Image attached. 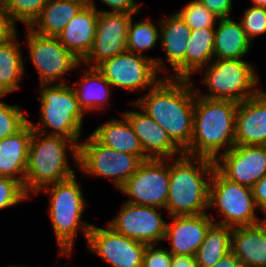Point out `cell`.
Wrapping results in <instances>:
<instances>
[{
	"instance_id": "obj_1",
	"label": "cell",
	"mask_w": 266,
	"mask_h": 267,
	"mask_svg": "<svg viewBox=\"0 0 266 267\" xmlns=\"http://www.w3.org/2000/svg\"><path fill=\"white\" fill-rule=\"evenodd\" d=\"M190 80L162 77L146 94L132 101L167 132L183 153L193 135L195 90Z\"/></svg>"
},
{
	"instance_id": "obj_2",
	"label": "cell",
	"mask_w": 266,
	"mask_h": 267,
	"mask_svg": "<svg viewBox=\"0 0 266 267\" xmlns=\"http://www.w3.org/2000/svg\"><path fill=\"white\" fill-rule=\"evenodd\" d=\"M237 105L232 100L207 99L195 93L193 135L184 154L215 161L232 149L236 145Z\"/></svg>"
},
{
	"instance_id": "obj_3",
	"label": "cell",
	"mask_w": 266,
	"mask_h": 267,
	"mask_svg": "<svg viewBox=\"0 0 266 267\" xmlns=\"http://www.w3.org/2000/svg\"><path fill=\"white\" fill-rule=\"evenodd\" d=\"M170 160L169 193L165 208L168 215H198L207 212L214 160L184 153Z\"/></svg>"
},
{
	"instance_id": "obj_4",
	"label": "cell",
	"mask_w": 266,
	"mask_h": 267,
	"mask_svg": "<svg viewBox=\"0 0 266 267\" xmlns=\"http://www.w3.org/2000/svg\"><path fill=\"white\" fill-rule=\"evenodd\" d=\"M69 152L78 165V145L73 140L33 130L23 184L25 192L35 196L41 188L76 175L68 161Z\"/></svg>"
},
{
	"instance_id": "obj_5",
	"label": "cell",
	"mask_w": 266,
	"mask_h": 267,
	"mask_svg": "<svg viewBox=\"0 0 266 267\" xmlns=\"http://www.w3.org/2000/svg\"><path fill=\"white\" fill-rule=\"evenodd\" d=\"M76 176L41 188L35 195L45 192L50 195L47 214L57 240L60 256H71L79 230L87 240L92 223L82 220L86 199Z\"/></svg>"
},
{
	"instance_id": "obj_6",
	"label": "cell",
	"mask_w": 266,
	"mask_h": 267,
	"mask_svg": "<svg viewBox=\"0 0 266 267\" xmlns=\"http://www.w3.org/2000/svg\"><path fill=\"white\" fill-rule=\"evenodd\" d=\"M39 85L40 121L35 125L28 120L31 127L42 134L67 137L79 145L85 113L72 86L68 83Z\"/></svg>"
},
{
	"instance_id": "obj_7",
	"label": "cell",
	"mask_w": 266,
	"mask_h": 267,
	"mask_svg": "<svg viewBox=\"0 0 266 267\" xmlns=\"http://www.w3.org/2000/svg\"><path fill=\"white\" fill-rule=\"evenodd\" d=\"M203 72L201 82L208 88L201 93L194 88L197 96L207 99L232 100L237 103L254 96L260 88L259 74L246 59L222 60L214 59L209 65L196 73Z\"/></svg>"
},
{
	"instance_id": "obj_8",
	"label": "cell",
	"mask_w": 266,
	"mask_h": 267,
	"mask_svg": "<svg viewBox=\"0 0 266 267\" xmlns=\"http://www.w3.org/2000/svg\"><path fill=\"white\" fill-rule=\"evenodd\" d=\"M217 209L220 219L214 223L226 227H243L259 222L252 188L232 182L216 168L210 177L208 209Z\"/></svg>"
},
{
	"instance_id": "obj_9",
	"label": "cell",
	"mask_w": 266,
	"mask_h": 267,
	"mask_svg": "<svg viewBox=\"0 0 266 267\" xmlns=\"http://www.w3.org/2000/svg\"><path fill=\"white\" fill-rule=\"evenodd\" d=\"M142 160L130 153L113 150L91 134L78 145V167L84 175L111 179L119 190L138 169Z\"/></svg>"
},
{
	"instance_id": "obj_10",
	"label": "cell",
	"mask_w": 266,
	"mask_h": 267,
	"mask_svg": "<svg viewBox=\"0 0 266 267\" xmlns=\"http://www.w3.org/2000/svg\"><path fill=\"white\" fill-rule=\"evenodd\" d=\"M27 29L26 48L29 51V60L37 69L40 84L67 83L63 77L71 70L84 66L57 37L42 36L29 27Z\"/></svg>"
},
{
	"instance_id": "obj_11",
	"label": "cell",
	"mask_w": 266,
	"mask_h": 267,
	"mask_svg": "<svg viewBox=\"0 0 266 267\" xmlns=\"http://www.w3.org/2000/svg\"><path fill=\"white\" fill-rule=\"evenodd\" d=\"M170 181V159H147L119 189L126 202L166 208Z\"/></svg>"
},
{
	"instance_id": "obj_12",
	"label": "cell",
	"mask_w": 266,
	"mask_h": 267,
	"mask_svg": "<svg viewBox=\"0 0 266 267\" xmlns=\"http://www.w3.org/2000/svg\"><path fill=\"white\" fill-rule=\"evenodd\" d=\"M96 68L113 88L132 93L148 91L162 78L152 60L128 51L103 61Z\"/></svg>"
},
{
	"instance_id": "obj_13",
	"label": "cell",
	"mask_w": 266,
	"mask_h": 267,
	"mask_svg": "<svg viewBox=\"0 0 266 267\" xmlns=\"http://www.w3.org/2000/svg\"><path fill=\"white\" fill-rule=\"evenodd\" d=\"M161 209L124 201L117 216L107 225L132 240L158 245L164 241L167 224L161 212H158Z\"/></svg>"
},
{
	"instance_id": "obj_14",
	"label": "cell",
	"mask_w": 266,
	"mask_h": 267,
	"mask_svg": "<svg viewBox=\"0 0 266 267\" xmlns=\"http://www.w3.org/2000/svg\"><path fill=\"white\" fill-rule=\"evenodd\" d=\"M85 241L90 252L112 267H143L146 244L121 235L107 224L105 228L92 225Z\"/></svg>"
},
{
	"instance_id": "obj_15",
	"label": "cell",
	"mask_w": 266,
	"mask_h": 267,
	"mask_svg": "<svg viewBox=\"0 0 266 267\" xmlns=\"http://www.w3.org/2000/svg\"><path fill=\"white\" fill-rule=\"evenodd\" d=\"M134 15L138 14L100 11L92 48L81 63L97 67L103 61L126 52L128 27Z\"/></svg>"
},
{
	"instance_id": "obj_16",
	"label": "cell",
	"mask_w": 266,
	"mask_h": 267,
	"mask_svg": "<svg viewBox=\"0 0 266 267\" xmlns=\"http://www.w3.org/2000/svg\"><path fill=\"white\" fill-rule=\"evenodd\" d=\"M214 162L225 178L252 188L266 174V145H235Z\"/></svg>"
},
{
	"instance_id": "obj_17",
	"label": "cell",
	"mask_w": 266,
	"mask_h": 267,
	"mask_svg": "<svg viewBox=\"0 0 266 267\" xmlns=\"http://www.w3.org/2000/svg\"><path fill=\"white\" fill-rule=\"evenodd\" d=\"M172 222L166 224L164 240L170 241L168 249L172 255L195 256L205 239L215 216L207 212L198 215L170 216Z\"/></svg>"
},
{
	"instance_id": "obj_18",
	"label": "cell",
	"mask_w": 266,
	"mask_h": 267,
	"mask_svg": "<svg viewBox=\"0 0 266 267\" xmlns=\"http://www.w3.org/2000/svg\"><path fill=\"white\" fill-rule=\"evenodd\" d=\"M130 105L139 111L126 110L122 112L131 124L135 135L138 137L144 154L149 159H171L176 155L180 156L183 152L171 141L167 132L156 123L151 117L147 116L133 102Z\"/></svg>"
},
{
	"instance_id": "obj_19",
	"label": "cell",
	"mask_w": 266,
	"mask_h": 267,
	"mask_svg": "<svg viewBox=\"0 0 266 267\" xmlns=\"http://www.w3.org/2000/svg\"><path fill=\"white\" fill-rule=\"evenodd\" d=\"M235 139L240 146L266 145V92L262 89L238 103Z\"/></svg>"
},
{
	"instance_id": "obj_20",
	"label": "cell",
	"mask_w": 266,
	"mask_h": 267,
	"mask_svg": "<svg viewBox=\"0 0 266 267\" xmlns=\"http://www.w3.org/2000/svg\"><path fill=\"white\" fill-rule=\"evenodd\" d=\"M191 28L175 12L160 19V45L164 49L166 63L171 66L173 78L185 79V55Z\"/></svg>"
},
{
	"instance_id": "obj_21",
	"label": "cell",
	"mask_w": 266,
	"mask_h": 267,
	"mask_svg": "<svg viewBox=\"0 0 266 267\" xmlns=\"http://www.w3.org/2000/svg\"><path fill=\"white\" fill-rule=\"evenodd\" d=\"M33 128L28 122L17 133L0 140V176L25 182Z\"/></svg>"
},
{
	"instance_id": "obj_22",
	"label": "cell",
	"mask_w": 266,
	"mask_h": 267,
	"mask_svg": "<svg viewBox=\"0 0 266 267\" xmlns=\"http://www.w3.org/2000/svg\"><path fill=\"white\" fill-rule=\"evenodd\" d=\"M98 13L93 7L82 8L57 36L59 42L80 61L92 48Z\"/></svg>"
},
{
	"instance_id": "obj_23",
	"label": "cell",
	"mask_w": 266,
	"mask_h": 267,
	"mask_svg": "<svg viewBox=\"0 0 266 267\" xmlns=\"http://www.w3.org/2000/svg\"><path fill=\"white\" fill-rule=\"evenodd\" d=\"M231 251L242 267H266V233L262 226L257 223L232 228Z\"/></svg>"
},
{
	"instance_id": "obj_24",
	"label": "cell",
	"mask_w": 266,
	"mask_h": 267,
	"mask_svg": "<svg viewBox=\"0 0 266 267\" xmlns=\"http://www.w3.org/2000/svg\"><path fill=\"white\" fill-rule=\"evenodd\" d=\"M252 42L241 22L230 17L218 19L214 36V59L236 60L248 55Z\"/></svg>"
},
{
	"instance_id": "obj_25",
	"label": "cell",
	"mask_w": 266,
	"mask_h": 267,
	"mask_svg": "<svg viewBox=\"0 0 266 267\" xmlns=\"http://www.w3.org/2000/svg\"><path fill=\"white\" fill-rule=\"evenodd\" d=\"M113 118L94 129L91 135L101 144L123 153L138 156L142 161L149 159L143 152L138 137L126 117Z\"/></svg>"
},
{
	"instance_id": "obj_26",
	"label": "cell",
	"mask_w": 266,
	"mask_h": 267,
	"mask_svg": "<svg viewBox=\"0 0 266 267\" xmlns=\"http://www.w3.org/2000/svg\"><path fill=\"white\" fill-rule=\"evenodd\" d=\"M82 77L72 86L83 112L105 110L109 102L111 85L96 67H83Z\"/></svg>"
},
{
	"instance_id": "obj_27",
	"label": "cell",
	"mask_w": 266,
	"mask_h": 267,
	"mask_svg": "<svg viewBox=\"0 0 266 267\" xmlns=\"http://www.w3.org/2000/svg\"><path fill=\"white\" fill-rule=\"evenodd\" d=\"M82 8L69 0H49L29 28L42 36L57 37Z\"/></svg>"
},
{
	"instance_id": "obj_28",
	"label": "cell",
	"mask_w": 266,
	"mask_h": 267,
	"mask_svg": "<svg viewBox=\"0 0 266 267\" xmlns=\"http://www.w3.org/2000/svg\"><path fill=\"white\" fill-rule=\"evenodd\" d=\"M17 35L0 44V96L8 95L21 88L25 72L23 51Z\"/></svg>"
},
{
	"instance_id": "obj_29",
	"label": "cell",
	"mask_w": 266,
	"mask_h": 267,
	"mask_svg": "<svg viewBox=\"0 0 266 267\" xmlns=\"http://www.w3.org/2000/svg\"><path fill=\"white\" fill-rule=\"evenodd\" d=\"M158 40H160V21L154 23L150 19H145L136 22L133 21V17L131 18L127 35V51L152 60L156 65L157 71L163 74L162 77H169L168 73H164L168 68H165L166 65L163 58L158 56L154 58L143 54V51L155 50Z\"/></svg>"
},
{
	"instance_id": "obj_30",
	"label": "cell",
	"mask_w": 266,
	"mask_h": 267,
	"mask_svg": "<svg viewBox=\"0 0 266 267\" xmlns=\"http://www.w3.org/2000/svg\"><path fill=\"white\" fill-rule=\"evenodd\" d=\"M215 27L191 30L185 55V79L214 60Z\"/></svg>"
},
{
	"instance_id": "obj_31",
	"label": "cell",
	"mask_w": 266,
	"mask_h": 267,
	"mask_svg": "<svg viewBox=\"0 0 266 267\" xmlns=\"http://www.w3.org/2000/svg\"><path fill=\"white\" fill-rule=\"evenodd\" d=\"M232 228L213 223L198 248L195 258L199 267H212L231 251Z\"/></svg>"
},
{
	"instance_id": "obj_32",
	"label": "cell",
	"mask_w": 266,
	"mask_h": 267,
	"mask_svg": "<svg viewBox=\"0 0 266 267\" xmlns=\"http://www.w3.org/2000/svg\"><path fill=\"white\" fill-rule=\"evenodd\" d=\"M49 0H3L7 12L12 20L23 22L25 26L30 27L39 17L44 5Z\"/></svg>"
},
{
	"instance_id": "obj_33",
	"label": "cell",
	"mask_w": 266,
	"mask_h": 267,
	"mask_svg": "<svg viewBox=\"0 0 266 267\" xmlns=\"http://www.w3.org/2000/svg\"><path fill=\"white\" fill-rule=\"evenodd\" d=\"M185 23L196 30L205 27H215L218 17L209 11L197 0L189 1L182 9L177 11Z\"/></svg>"
},
{
	"instance_id": "obj_34",
	"label": "cell",
	"mask_w": 266,
	"mask_h": 267,
	"mask_svg": "<svg viewBox=\"0 0 266 267\" xmlns=\"http://www.w3.org/2000/svg\"><path fill=\"white\" fill-rule=\"evenodd\" d=\"M5 95L0 96V100ZM28 119L19 105H10L0 101V140L21 130Z\"/></svg>"
},
{
	"instance_id": "obj_35",
	"label": "cell",
	"mask_w": 266,
	"mask_h": 267,
	"mask_svg": "<svg viewBox=\"0 0 266 267\" xmlns=\"http://www.w3.org/2000/svg\"><path fill=\"white\" fill-rule=\"evenodd\" d=\"M240 22L248 39L253 44L254 38L266 34V8L252 5L247 7Z\"/></svg>"
},
{
	"instance_id": "obj_36",
	"label": "cell",
	"mask_w": 266,
	"mask_h": 267,
	"mask_svg": "<svg viewBox=\"0 0 266 267\" xmlns=\"http://www.w3.org/2000/svg\"><path fill=\"white\" fill-rule=\"evenodd\" d=\"M31 198L18 180L0 176V210L15 206Z\"/></svg>"
},
{
	"instance_id": "obj_37",
	"label": "cell",
	"mask_w": 266,
	"mask_h": 267,
	"mask_svg": "<svg viewBox=\"0 0 266 267\" xmlns=\"http://www.w3.org/2000/svg\"><path fill=\"white\" fill-rule=\"evenodd\" d=\"M156 246V244L146 245L143 267H171L173 255L165 247Z\"/></svg>"
},
{
	"instance_id": "obj_38",
	"label": "cell",
	"mask_w": 266,
	"mask_h": 267,
	"mask_svg": "<svg viewBox=\"0 0 266 267\" xmlns=\"http://www.w3.org/2000/svg\"><path fill=\"white\" fill-rule=\"evenodd\" d=\"M17 33L16 23L7 12L3 0H0V44L8 42Z\"/></svg>"
},
{
	"instance_id": "obj_39",
	"label": "cell",
	"mask_w": 266,
	"mask_h": 267,
	"mask_svg": "<svg viewBox=\"0 0 266 267\" xmlns=\"http://www.w3.org/2000/svg\"><path fill=\"white\" fill-rule=\"evenodd\" d=\"M102 3L110 7V10H97L98 12H118L139 14L141 9L140 4L135 0H100Z\"/></svg>"
},
{
	"instance_id": "obj_40",
	"label": "cell",
	"mask_w": 266,
	"mask_h": 267,
	"mask_svg": "<svg viewBox=\"0 0 266 267\" xmlns=\"http://www.w3.org/2000/svg\"><path fill=\"white\" fill-rule=\"evenodd\" d=\"M204 5L215 16L227 18L230 16L233 7V0H197Z\"/></svg>"
},
{
	"instance_id": "obj_41",
	"label": "cell",
	"mask_w": 266,
	"mask_h": 267,
	"mask_svg": "<svg viewBox=\"0 0 266 267\" xmlns=\"http://www.w3.org/2000/svg\"><path fill=\"white\" fill-rule=\"evenodd\" d=\"M252 192L257 208L266 212V174L253 185Z\"/></svg>"
},
{
	"instance_id": "obj_42",
	"label": "cell",
	"mask_w": 266,
	"mask_h": 267,
	"mask_svg": "<svg viewBox=\"0 0 266 267\" xmlns=\"http://www.w3.org/2000/svg\"><path fill=\"white\" fill-rule=\"evenodd\" d=\"M171 267H199L195 256L173 255Z\"/></svg>"
},
{
	"instance_id": "obj_43",
	"label": "cell",
	"mask_w": 266,
	"mask_h": 267,
	"mask_svg": "<svg viewBox=\"0 0 266 267\" xmlns=\"http://www.w3.org/2000/svg\"><path fill=\"white\" fill-rule=\"evenodd\" d=\"M212 267H242L236 255L229 251Z\"/></svg>"
},
{
	"instance_id": "obj_44",
	"label": "cell",
	"mask_w": 266,
	"mask_h": 267,
	"mask_svg": "<svg viewBox=\"0 0 266 267\" xmlns=\"http://www.w3.org/2000/svg\"><path fill=\"white\" fill-rule=\"evenodd\" d=\"M75 3H78L79 5H81L83 8H87V7H93L96 10H98L96 8L95 2L94 0H69Z\"/></svg>"
},
{
	"instance_id": "obj_45",
	"label": "cell",
	"mask_w": 266,
	"mask_h": 267,
	"mask_svg": "<svg viewBox=\"0 0 266 267\" xmlns=\"http://www.w3.org/2000/svg\"><path fill=\"white\" fill-rule=\"evenodd\" d=\"M251 2L253 3L252 6L266 8V0H251Z\"/></svg>"
},
{
	"instance_id": "obj_46",
	"label": "cell",
	"mask_w": 266,
	"mask_h": 267,
	"mask_svg": "<svg viewBox=\"0 0 266 267\" xmlns=\"http://www.w3.org/2000/svg\"><path fill=\"white\" fill-rule=\"evenodd\" d=\"M265 213V217L263 219H259V224L262 226V228L264 229L265 233H266V212Z\"/></svg>"
},
{
	"instance_id": "obj_47",
	"label": "cell",
	"mask_w": 266,
	"mask_h": 267,
	"mask_svg": "<svg viewBox=\"0 0 266 267\" xmlns=\"http://www.w3.org/2000/svg\"><path fill=\"white\" fill-rule=\"evenodd\" d=\"M5 267H30V266H26V265H7Z\"/></svg>"
},
{
	"instance_id": "obj_48",
	"label": "cell",
	"mask_w": 266,
	"mask_h": 267,
	"mask_svg": "<svg viewBox=\"0 0 266 267\" xmlns=\"http://www.w3.org/2000/svg\"><path fill=\"white\" fill-rule=\"evenodd\" d=\"M58 267H68V266H67V264H65V265H62V266H58Z\"/></svg>"
}]
</instances>
